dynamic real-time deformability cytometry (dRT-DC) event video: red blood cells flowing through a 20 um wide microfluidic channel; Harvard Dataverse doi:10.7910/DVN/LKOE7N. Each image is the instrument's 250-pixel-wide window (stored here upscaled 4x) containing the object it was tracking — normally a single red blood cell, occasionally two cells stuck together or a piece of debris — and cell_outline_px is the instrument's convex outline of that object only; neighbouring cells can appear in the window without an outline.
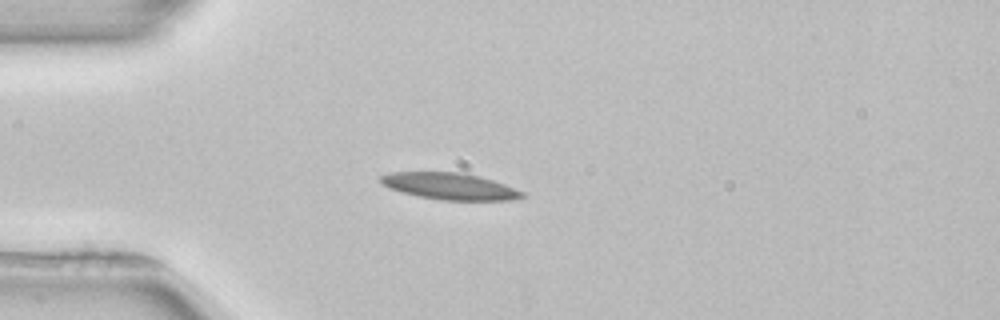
{"species": "common noctule bat (a hibernating species)", "species_latin": "Nyctalus noctula", "temperature_condition": "room temperature", "stored_images_in_passage": 39, "camera_frame_rate_fps": 3000, "um_per_image_px": 0.085, "animal": {"sex": "female", "body_mass_g": 22.7, "forearm_length_mm": 54.2}, "frame": {"image": 1, "passage_image": 1, "time_ms": 0.0, "image_size_px": [1000, 320], "cell_outline_px": [[524, 196], [512, 200], [440, 200], [420, 196], [388, 188], [380, 180], [380, 176], [388, 172], [464, 172], [480, 176], [504, 184], [524, 192]], "centroid_in_image_um": [38.23, 15.82], "position_along_channel_um": 46.8, "area_um2": 21.85}}
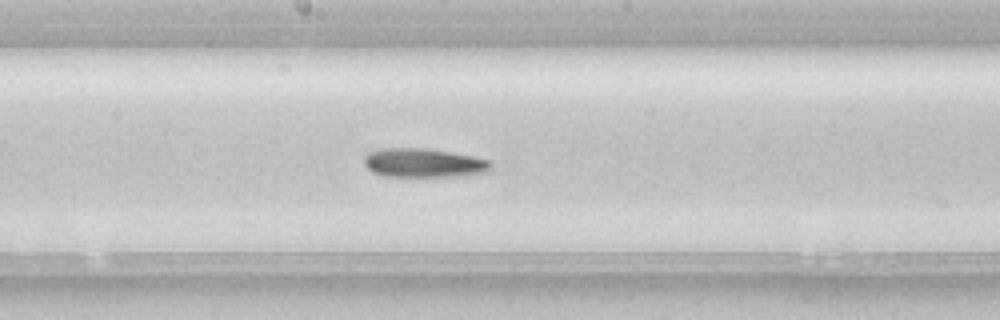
{"frame": {"image": 2, "passage_image": 15, "time_ms": 4.667, "image_size_px": [1000, 320], "cell_outline_px": [[492, 168], [488, 172], [452, 176], [384, 176], [372, 172], [364, 164], [364, 156], [368, 152], [380, 148], [424, 148], [472, 156], [488, 160], [492, 164]], "centroid_in_image_um": [35.97, 13.84], "position_along_channel_um": 212.2, "area_um2": 21.27}}
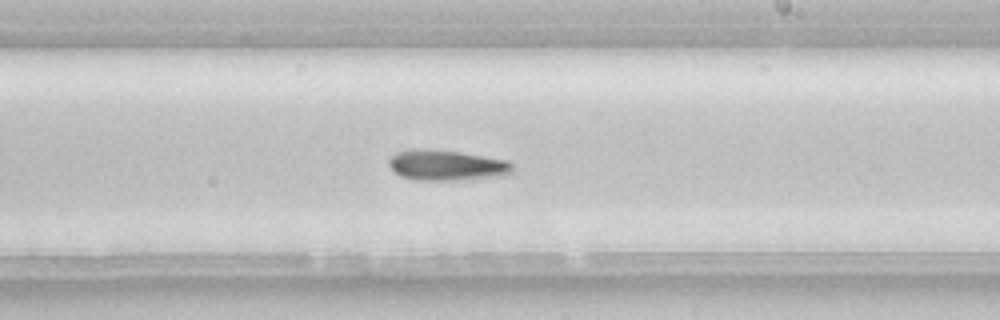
{"frame": {"image": 3, "passage_image": 18, "time_ms": 5.667, "image_size_px": [1000, 320], "cell_outline_px": [[512, 172], [504, 176], [456, 180], [416, 180], [400, 176], [388, 164], [388, 156], [396, 152], [412, 148], [424, 148], [460, 152], [508, 160], [512, 164]], "centroid_in_image_um": [37.93, 14.03], "position_along_channel_um": 251.1, "area_um2": 22.25}, "authors_computed_cell_mechanics": {"area_um2": 21.2704, "velocity_mm_per_s": 3.9204, "shape_relaxation_time_tau1_ms": null, "shape_relaxation_time_tau2_ms": 10.4168, "deformation_change_tau1": null, "deformation_change_tau2": 0.2163}}